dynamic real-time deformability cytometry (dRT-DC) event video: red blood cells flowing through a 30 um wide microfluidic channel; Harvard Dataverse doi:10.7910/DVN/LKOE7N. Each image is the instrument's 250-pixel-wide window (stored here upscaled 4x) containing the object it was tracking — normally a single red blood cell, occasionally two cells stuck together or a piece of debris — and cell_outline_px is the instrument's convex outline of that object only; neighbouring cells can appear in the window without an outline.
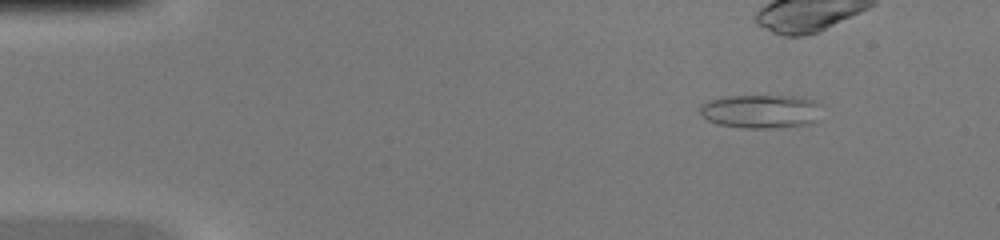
{"species": "common noctule bat (a hibernating species)", "species_latin": "Nyctalus noctula", "temperature_condition": "warm", "stored_images_in_passage": 37, "camera_frame_rate_fps": 3000, "um_per_image_px": 0.085, "animal": {"sex": "female", "body_mass_g": 20.0, "forearm_length_mm": 54.0}, "frame": {"image": 1, "passage_image": 6, "time_ms": 1.667, "image_size_px": [1000, 240], "cell_outline_px": [[820, 104], [816, 120], [812, 124], [772, 128], [744, 128], [720, 124], [708, 120], [700, 112], [700, 108], [708, 100], [728, 96], [796, 96], [816, 100]], "centroid_in_image_um": [64.71, 9.46], "position_along_channel_um": 20.3, "area_um2": 23.76}}
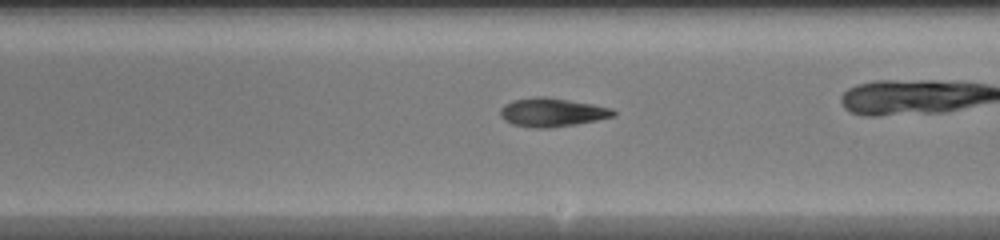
{"frame": {"image": 2, "passage_image": 27, "time_ms": 8.667, "image_size_px": [1000, 240], "cell_outline_px": [[616, 116], [576, 124], [548, 128], [532, 128], [512, 124], [504, 120], [500, 116], [500, 108], [504, 104], [512, 100], [536, 96], [544, 96], [592, 104], [612, 108], [616, 112]], "centroid_in_image_um": [46.9, 9.55], "position_along_channel_um": 242.1, "area_um2": 18.96}}